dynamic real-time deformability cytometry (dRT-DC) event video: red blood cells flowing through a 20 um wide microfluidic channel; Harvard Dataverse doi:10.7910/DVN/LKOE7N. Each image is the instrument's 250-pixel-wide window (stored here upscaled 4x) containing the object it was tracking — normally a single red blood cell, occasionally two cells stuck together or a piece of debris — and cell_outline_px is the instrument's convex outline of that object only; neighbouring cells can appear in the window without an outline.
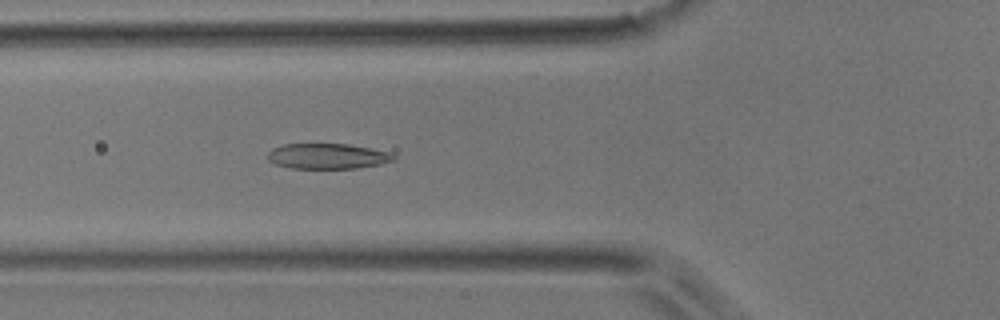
{"species": "common noctule bat (a hibernating species)", "species_latin": "Nyctalus noctula", "temperature_condition": "room temperature", "stored_images_in_passage": 44, "camera_frame_rate_fps": 3000, "um_per_image_px": 0.085, "animal": {"sex": "male", "body_mass_g": 17.9}, "frame": {"image": 1, "passage_image": 12, "time_ms": 3.667, "image_size_px": [1000, 320], "cell_outline_px": [[396, 160], [380, 164], [356, 168], [292, 168], [272, 164], [268, 160], [268, 152], [272, 148], [284, 144], [348, 144], [388, 152], [396, 156]], "centroid_in_image_um": [27.81, 13.28], "position_along_channel_um": 98.0, "area_um2": 18.61}}
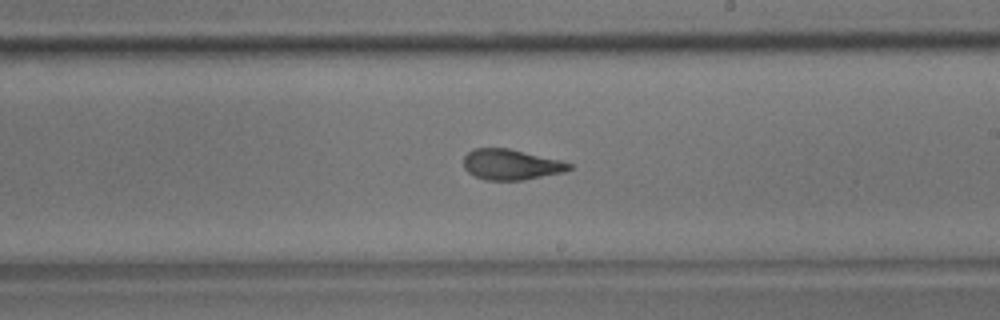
{"frame": {"image": 2, "passage_image": 23, "time_ms": 7.333, "image_size_px": [1000, 320], "cell_outline_px": [[572, 168], [564, 172], [524, 180], [484, 180], [468, 172], [464, 168], [464, 156], [472, 148], [508, 148], [560, 160], [572, 164]], "centroid_in_image_um": [43.43, 13.98], "position_along_channel_um": 245.6, "area_um2": 18.79}}
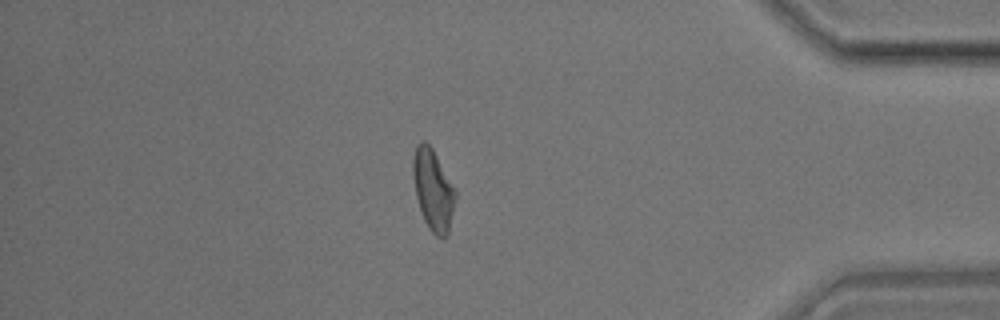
{"frame": {"image": 3, "passage_image": 37, "time_ms": 12.0, "image_size_px": [1000, 320], "cell_outline_px": [[456, 196], [448, 236], [444, 240], [436, 236], [428, 228], [424, 220], [416, 196], [412, 176], [412, 160], [416, 144], [420, 140], [424, 140], [432, 148], [456, 192]], "centroid_in_image_um": [36.79, 16.16], "position_along_channel_um": 398.4, "area_um2": 20.06}}